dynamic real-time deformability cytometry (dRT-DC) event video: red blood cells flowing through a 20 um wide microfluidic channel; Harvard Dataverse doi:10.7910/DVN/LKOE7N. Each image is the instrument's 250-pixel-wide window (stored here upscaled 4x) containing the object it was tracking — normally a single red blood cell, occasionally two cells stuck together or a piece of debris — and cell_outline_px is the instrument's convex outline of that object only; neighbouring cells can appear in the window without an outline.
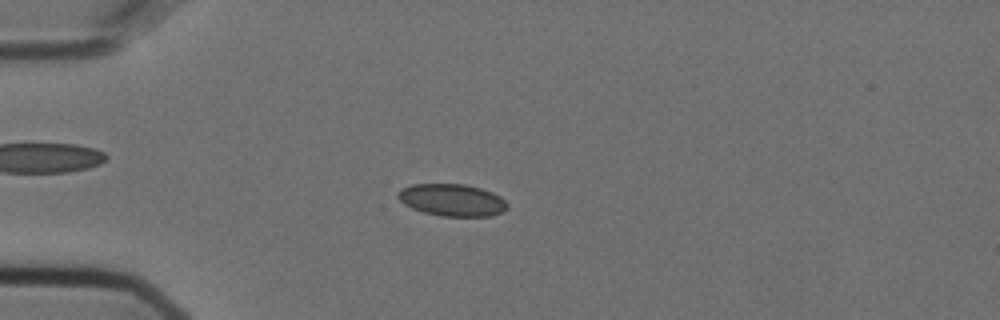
{"species": "Egyptian fruit bat (a non-hibernating species)", "species_latin": "Rousettus aegyptiacus", "temperature_condition": "cold", "stored_images_in_passage": 56, "camera_frame_rate_fps": 3000, "um_per_image_px": 0.085, "animal": {"sex": "female"}, "frame": {"image": 1, "passage_image": 15, "time_ms": 4.667, "image_size_px": [1000, 320], "cell_outline_px": [[508, 208], [504, 212], [492, 216], [440, 216], [424, 212], [412, 208], [404, 204], [396, 196], [396, 192], [400, 188], [412, 184], [464, 184], [480, 188], [492, 192], [500, 196], [508, 204]], "centroid_in_image_um": [38.42, 17.0], "position_along_channel_um": 46.6, "area_um2": 20.69}}
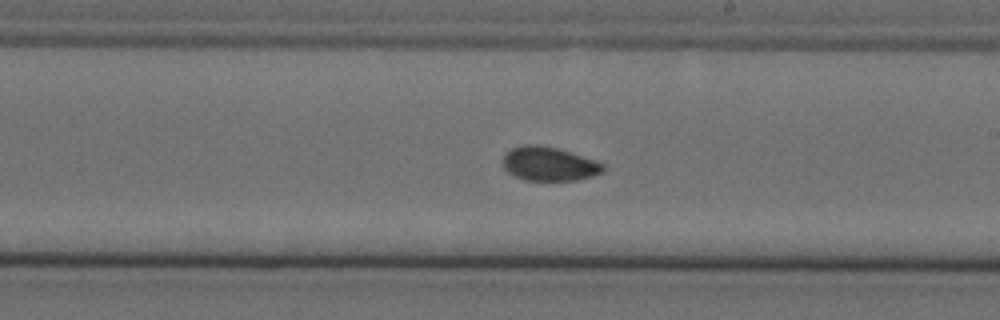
{"frame": {"image": 2, "passage_image": 33, "time_ms": 10.667, "image_size_px": [1000, 320], "cell_outline_px": [[604, 172], [592, 176], [576, 180], [524, 180], [508, 172], [504, 168], [500, 160], [504, 152], [512, 148], [524, 144], [536, 144], [556, 148], [596, 160], [604, 164]], "centroid_in_image_um": [46.63, 13.92], "position_along_channel_um": 242.4, "area_um2": 20.0}}
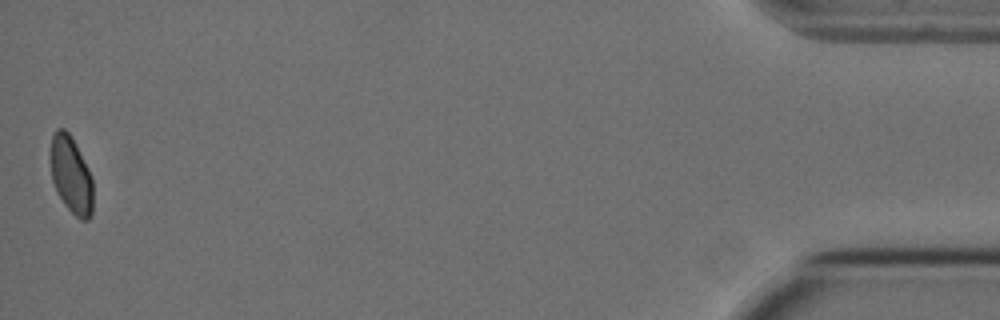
{"frame": {"image": 3, "passage_image": 56, "time_ms": 18.333, "image_size_px": [1000, 320], "cell_outline_px": [[92, 216], [88, 220], [80, 220], [64, 204], [56, 192], [52, 180], [52, 136], [56, 128], [64, 128], [68, 132], [76, 144], [92, 176]], "centroid_in_image_um": [6.06, 14.9], "position_along_channel_um": 429.1, "area_um2": 18.9}}